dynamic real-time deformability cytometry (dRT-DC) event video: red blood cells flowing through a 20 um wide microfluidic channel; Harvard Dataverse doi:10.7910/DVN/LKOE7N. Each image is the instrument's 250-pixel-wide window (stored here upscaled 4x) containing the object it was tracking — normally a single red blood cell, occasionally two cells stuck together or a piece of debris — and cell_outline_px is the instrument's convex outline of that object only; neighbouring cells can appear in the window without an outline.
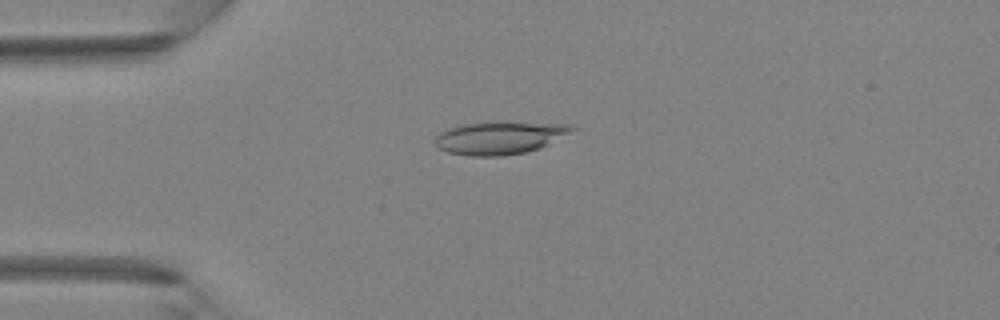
{"species": "Egyptian fruit bat (a non-hibernating species)", "species_latin": "Rousettus aegyptiacus", "temperature_condition": "room temperature", "stored_images_in_passage": 3, "camera_frame_rate_fps": 3000, "um_per_image_px": 0.085, "animal": {"sex": "female"}, "frame": {"image": 1, "passage_image": 3, "time_ms": 0.667, "image_size_px": [1000, 320], "cell_outline_px": [[580, 128], [540, 148], [524, 152], [500, 156], [468, 156], [448, 152], [440, 148], [436, 144], [436, 136], [440, 132], [448, 128], [464, 124], [488, 120], [508, 120], [568, 124]], "centroid_in_image_um": [42.53, 11.66], "position_along_channel_um": 42.5, "area_um2": 26.88}}